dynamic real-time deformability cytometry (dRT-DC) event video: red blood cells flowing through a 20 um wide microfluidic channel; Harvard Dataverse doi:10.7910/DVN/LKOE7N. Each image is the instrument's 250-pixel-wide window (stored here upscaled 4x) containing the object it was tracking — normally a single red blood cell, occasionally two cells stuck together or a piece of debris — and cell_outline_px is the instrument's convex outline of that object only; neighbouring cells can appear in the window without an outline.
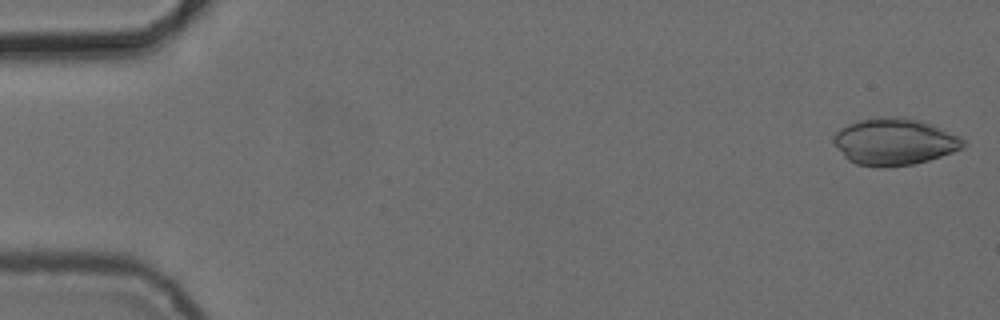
{"species": "common noctule bat (a hibernating species)", "species_latin": "Nyctalus noctula", "temperature_condition": "cold", "stored_images_in_passage": 5, "camera_frame_rate_fps": 3000, "um_per_image_px": 0.085, "animal": {"sex": "female", "body_mass_g": 24.6, "forearm_length_mm": 56.2}, "frame": {"image": 1, "passage_image": 1, "time_ms": 0.0, "image_size_px": [1000, 320], "cell_outline_px": [[968, 144], [964, 148], [928, 160], [912, 164], [884, 168], [876, 168], [856, 164], [848, 160], [844, 156], [832, 140], [832, 136], [840, 128], [848, 124], [860, 120], [880, 116], [896, 116], [920, 120], [932, 124], [960, 136]], "centroid_in_image_um": [76.02, 12.04], "position_along_channel_um": 9.0, "area_um2": 35.66}}